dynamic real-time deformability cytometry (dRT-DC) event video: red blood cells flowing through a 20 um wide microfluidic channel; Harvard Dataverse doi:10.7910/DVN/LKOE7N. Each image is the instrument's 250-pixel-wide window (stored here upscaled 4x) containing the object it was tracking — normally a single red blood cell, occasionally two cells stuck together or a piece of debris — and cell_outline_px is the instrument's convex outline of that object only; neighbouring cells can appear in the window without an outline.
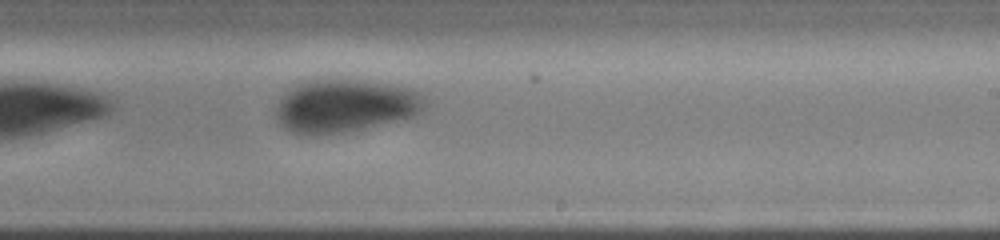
{"species": "human", "species_latin": "Homo sapiens", "temperature_condition": "cold", "stored_images_in_passage": 13, "camera_frame_rate_fps": 3000, "um_per_image_px": 0.085, "donor": {"sex": "male"}, "frame": {"image": 1, "passage_image": 13, "time_ms": 8.667, "image_size_px": [1000, 240], "cell_outline_px": [[428, 104], [420, 112], [412, 116], [364, 128], [344, 132], [292, 132], [284, 128], [280, 124], [276, 116], [276, 104], [280, 96], [304, 80], [364, 80], [388, 84], [408, 88], [420, 92], [424, 96]], "centroid_in_image_um": [29.34, 8.96], "position_along_channel_um": 259.7, "area_um2": 45.26}}